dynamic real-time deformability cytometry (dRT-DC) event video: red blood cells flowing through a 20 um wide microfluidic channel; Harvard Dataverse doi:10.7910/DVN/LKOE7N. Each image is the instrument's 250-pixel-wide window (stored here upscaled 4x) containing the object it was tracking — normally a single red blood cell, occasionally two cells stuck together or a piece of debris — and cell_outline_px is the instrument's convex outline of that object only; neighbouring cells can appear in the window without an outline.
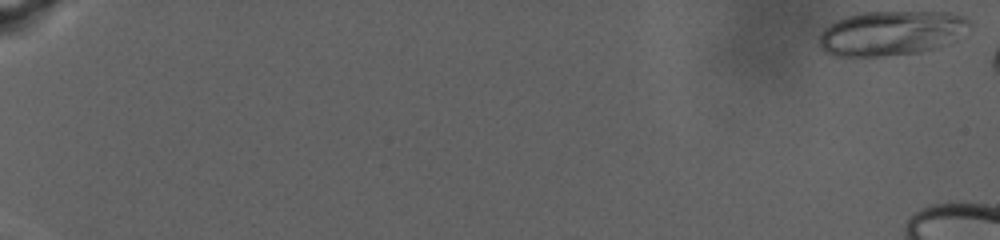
{"species": "human", "species_latin": "Homo sapiens", "temperature_condition": "warm", "stored_images_in_passage": 25, "camera_frame_rate_fps": 3000, "um_per_image_px": 0.085, "donor": {"sex": "male"}, "frame": {"image": 1, "passage_image": 1, "time_ms": 0.0, "image_size_px": [1000, 240], "cell_outline_px": [[972, 24], [956, 40], [940, 48], [920, 52], [884, 56], [832, 56], [824, 52], [820, 48], [820, 32], [824, 28], [836, 20], [860, 12], [948, 12], [964, 16]], "centroid_in_image_um": [75.76, 2.82], "position_along_channel_um": 9.2, "area_um2": 39.54}}